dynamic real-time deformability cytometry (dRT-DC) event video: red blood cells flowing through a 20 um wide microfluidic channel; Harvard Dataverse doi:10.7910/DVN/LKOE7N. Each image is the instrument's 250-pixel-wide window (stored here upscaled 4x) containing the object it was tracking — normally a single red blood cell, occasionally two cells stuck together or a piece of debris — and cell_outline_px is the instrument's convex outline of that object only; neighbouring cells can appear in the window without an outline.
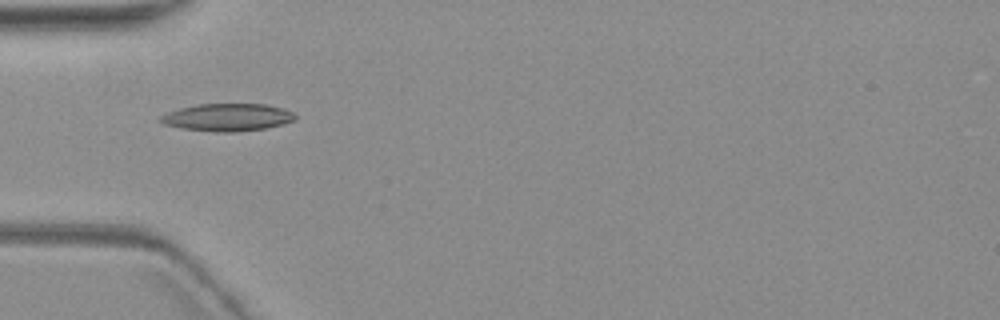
{"species": "common noctule bat (a hibernating species)", "species_latin": "Nyctalus noctula", "temperature_condition": "warm", "stored_images_in_passage": 8, "camera_frame_rate_fps": 3000, "um_per_image_px": 0.085, "animal": {"sex": "female", "body_mass_g": 19.3, "forearm_length_mm": 54.1}, "frame": {"image": 1, "passage_image": 3, "time_ms": 2.667, "image_size_px": [1000, 320], "cell_outline_px": [[296, 120], [284, 124], [264, 128], [232, 132], [216, 132], [180, 128], [164, 124], [160, 120], [160, 116], [168, 112], [180, 108], [196, 104], [264, 104], [284, 108], [292, 112], [296, 116]], "centroid_in_image_um": [19.35, 9.97], "position_along_channel_um": 65.7, "area_um2": 21.56}}
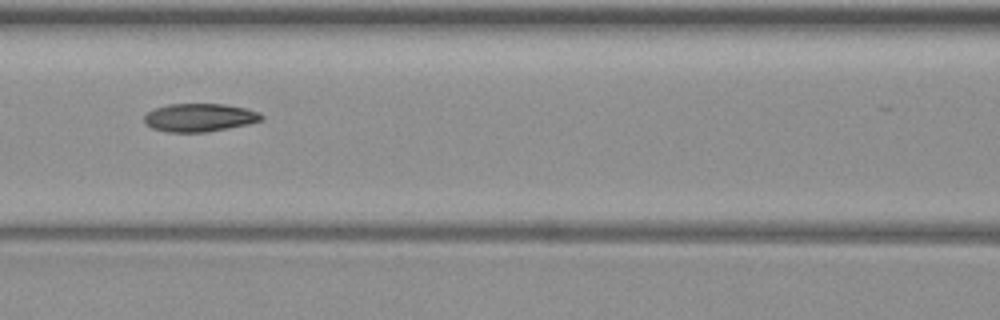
{"frame": {"image": 2, "passage_image": 5, "time_ms": 5.0, "image_size_px": [1000, 320], "cell_outline_px": [[264, 120], [248, 124], [228, 128], [204, 132], [168, 132], [152, 128], [144, 124], [144, 116], [148, 112], [156, 108], [168, 104], [224, 104], [244, 108], [260, 112], [264, 116]], "centroid_in_image_um": [16.97, 9.99], "position_along_channel_um": 149.6, "area_um2": 19.25}}
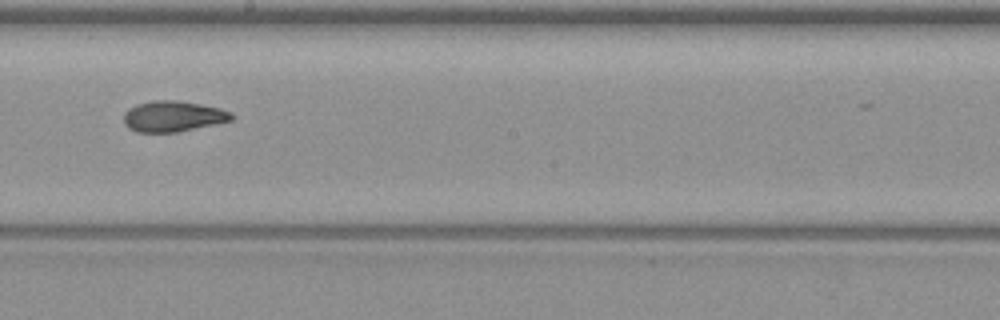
{"frame": {"image": 3, "passage_image": 7, "time_ms": 7.333, "image_size_px": [1000, 320], "cell_outline_px": [[232, 120], [216, 124], [176, 132], [136, 132], [128, 128], [124, 124], [124, 112], [128, 108], [136, 104], [152, 100], [176, 100], [200, 104], [220, 108], [232, 112]], "centroid_in_image_um": [14.68, 9.88], "position_along_channel_um": 233.5, "area_um2": 19.42}}